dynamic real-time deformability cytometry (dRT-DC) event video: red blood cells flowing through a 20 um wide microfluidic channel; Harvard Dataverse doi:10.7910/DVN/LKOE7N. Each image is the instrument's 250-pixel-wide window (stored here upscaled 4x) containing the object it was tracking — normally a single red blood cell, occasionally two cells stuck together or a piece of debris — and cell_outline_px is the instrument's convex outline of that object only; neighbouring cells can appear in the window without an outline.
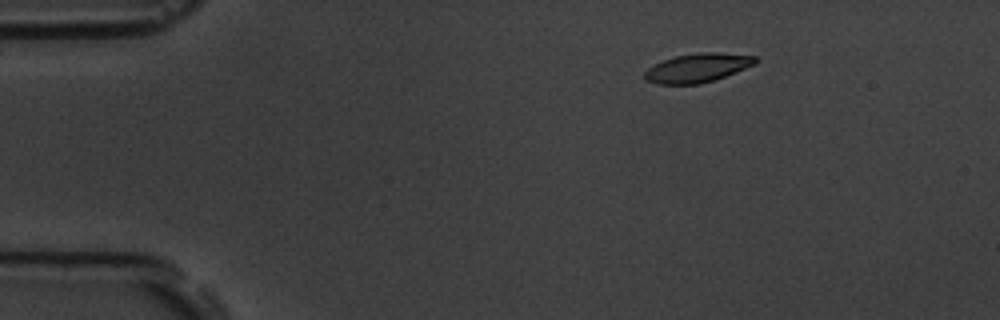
{"species": "common noctule bat (a hibernating species)", "species_latin": "Nyctalus noctula", "temperature_condition": "room temperature", "stored_images_in_passage": 6, "camera_frame_rate_fps": 3000, "um_per_image_px": 0.085, "animal": {"sex": "male", "body_mass_g": 19.5, "forearm_length_mm": 54.6}, "frame": {"image": 1, "passage_image": 3, "time_ms": 2.333, "image_size_px": [1000, 320], "cell_outline_px": [[756, 64], [716, 80], [700, 84], [656, 84], [644, 80], [644, 72], [648, 68], [664, 60], [676, 56], [700, 52], [716, 52], [756, 56]], "centroid_in_image_um": [59.29, 5.78], "position_along_channel_um": 25.7, "area_um2": 18.67}}
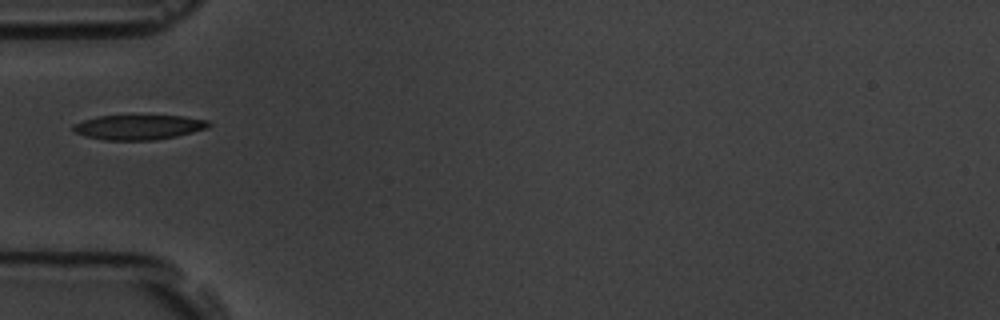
{"frame": {"image": 2, "passage_image": 6, "time_ms": 5.667, "image_size_px": [1000, 320], "cell_outline_px": [[212, 124], [208, 128], [176, 136], [156, 140], [104, 140], [88, 136], [76, 132], [72, 128], [72, 124], [96, 116], [184, 116], [212, 120]], "centroid_in_image_um": [11.84, 10.8], "position_along_channel_um": 73.2, "area_um2": 19.59}}